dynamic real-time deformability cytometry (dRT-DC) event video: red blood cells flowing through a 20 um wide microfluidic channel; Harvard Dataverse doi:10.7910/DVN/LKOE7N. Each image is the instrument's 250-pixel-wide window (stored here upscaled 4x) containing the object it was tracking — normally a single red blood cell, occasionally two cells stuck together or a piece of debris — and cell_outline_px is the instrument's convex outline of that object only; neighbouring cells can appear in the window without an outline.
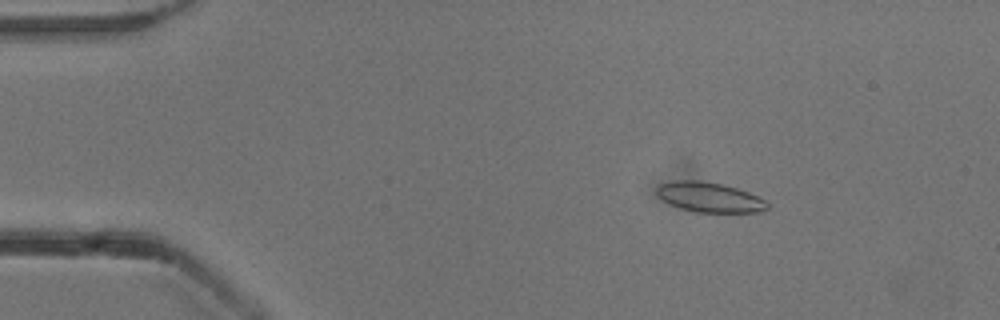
{"species": "common noctule bat (a hibernating species)", "species_latin": "Nyctalus noctula", "temperature_condition": "cold", "stored_images_in_passage": 53, "camera_frame_rate_fps": 3000, "um_per_image_px": 0.085, "animal": {"sex": "male", "body_mass_g": 13.3}, "frame": {"image": 1, "passage_image": 8, "time_ms": 2.333, "image_size_px": [1000, 320], "cell_outline_px": [[768, 208], [760, 212], [696, 212], [680, 208], [668, 204], [656, 192], [656, 188], [660, 184], [672, 180], [700, 180], [724, 184], [748, 192], [764, 200], [768, 204]], "centroid_in_image_um": [60.28, 16.75], "position_along_channel_um": 24.7, "area_um2": 19.25}}
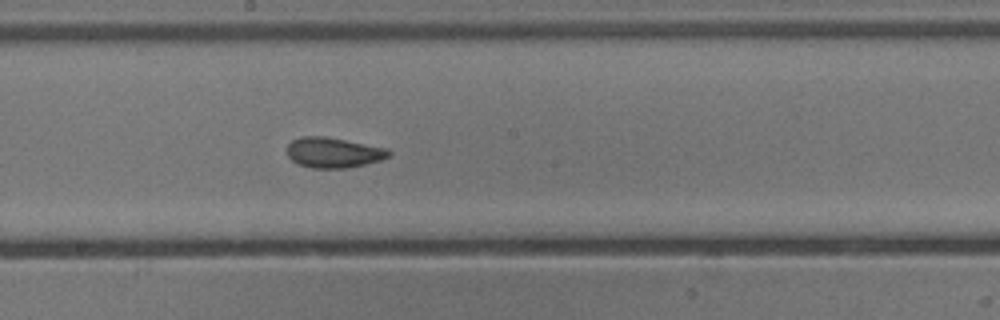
{"frame": {"image": 2, "passage_image": 29, "time_ms": 9.333, "image_size_px": [1000, 320], "cell_outline_px": [[392, 156], [380, 160], [348, 168], [312, 168], [296, 164], [288, 156], [288, 144], [292, 140], [300, 136], [324, 136], [388, 148], [392, 152]], "centroid_in_image_um": [28.35, 12.97], "position_along_channel_um": 219.8, "area_um2": 18.09}}
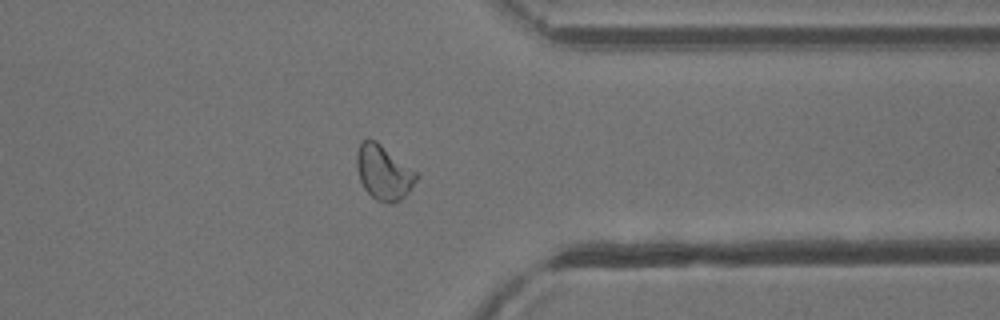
{"frame": {"image": 3, "passage_image": 42, "time_ms": 13.667, "image_size_px": [1000, 320], "cell_outline_px": [[420, 176], [408, 192], [400, 200], [392, 204], [388, 204], [376, 200], [364, 188], [360, 180], [356, 168], [356, 152], [360, 144], [364, 140], [376, 140], [416, 172]], "centroid_in_image_um": [32.6, 14.68], "position_along_channel_um": 378.8, "area_um2": 18.9}, "authors_computed_cell_mechanics": {"area_um2": 18.7272, "velocity_mm_per_s": 3.838, "shape_relaxation_time_tau1_ms": 4.3986, "shape_relaxation_time_tau2_ms": 1.5257, "deformation_change_tau1": 0.1238, "deformation_change_tau2": 0.0803}}